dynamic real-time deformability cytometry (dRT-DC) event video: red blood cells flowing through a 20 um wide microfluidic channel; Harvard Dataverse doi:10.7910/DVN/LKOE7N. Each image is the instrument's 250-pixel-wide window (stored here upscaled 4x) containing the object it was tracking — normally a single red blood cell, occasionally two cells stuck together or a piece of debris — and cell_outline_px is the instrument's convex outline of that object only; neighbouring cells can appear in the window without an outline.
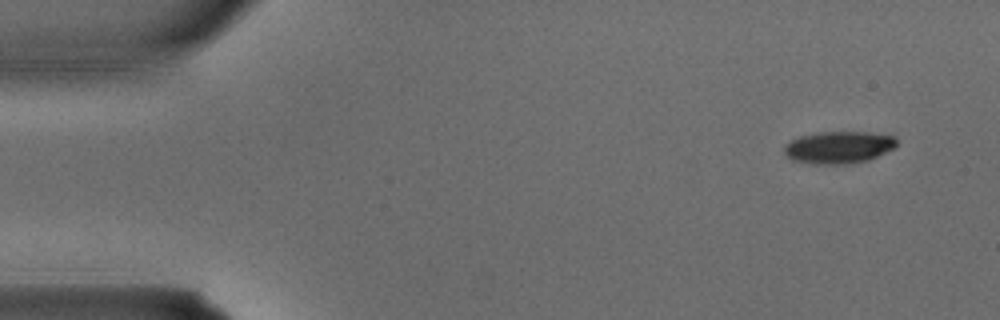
{"species": "common noctule bat (a hibernating species)", "species_latin": "Nyctalus noctula", "temperature_condition": "warm", "stored_images_in_passage": 3, "camera_frame_rate_fps": 3000, "um_per_image_px": 0.085, "animal": {"sex": "male", "body_mass_g": 15.6}, "frame": {"image": 1, "passage_image": 1, "time_ms": 0.0, "image_size_px": [1000, 320], "cell_outline_px": [[896, 148], [868, 160], [840, 164], [812, 164], [792, 160], [784, 152], [784, 144], [800, 136], [820, 132], [868, 132], [896, 136]], "centroid_in_image_um": [71.3, 12.52], "position_along_channel_um": 13.7, "area_um2": 21.1}}
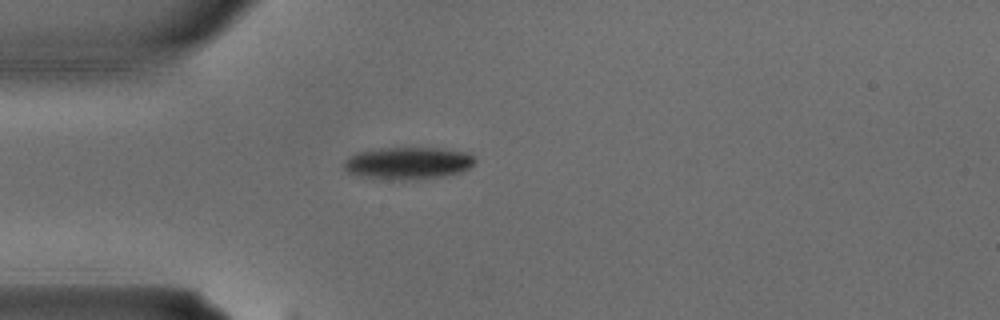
{"frame": {"image": 2, "passage_image": 3, "time_ms": 0.667, "image_size_px": [1000, 320], "cell_outline_px": [[476, 160], [468, 168], [460, 172], [440, 176], [408, 180], [380, 180], [360, 176], [348, 172], [344, 168], [344, 160], [360, 152], [380, 148], [440, 148], [468, 152]], "centroid_in_image_um": [34.66, 13.87], "position_along_channel_um": 50.3, "area_um2": 24.51}}